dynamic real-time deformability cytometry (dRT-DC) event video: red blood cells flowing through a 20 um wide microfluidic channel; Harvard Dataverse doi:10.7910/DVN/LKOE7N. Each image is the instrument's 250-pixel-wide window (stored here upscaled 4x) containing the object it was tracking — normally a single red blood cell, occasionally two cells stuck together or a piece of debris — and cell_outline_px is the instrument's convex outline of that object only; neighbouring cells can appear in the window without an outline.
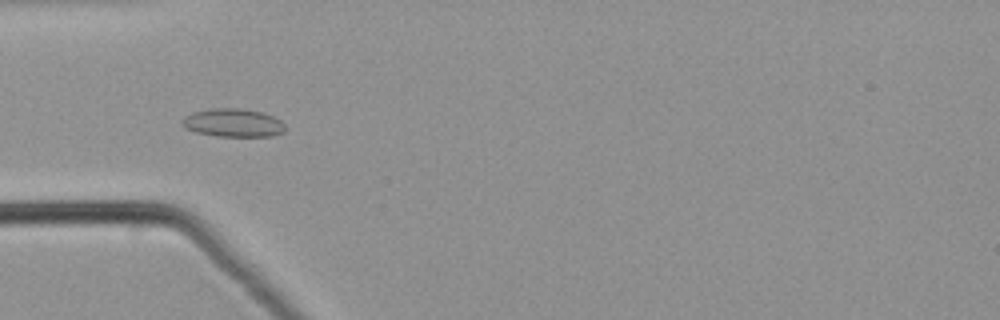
{"species": "common noctule bat (a hibernating species)", "species_latin": "Nyctalus noctula", "temperature_condition": "warm", "stored_images_in_passage": 43, "camera_frame_rate_fps": 3000, "um_per_image_px": 0.085, "animal": {"sex": "male", "body_mass_g": 21.5, "forearm_length_mm": 52.0}, "frame": {"image": 1, "passage_image": 18, "time_ms": 5.667, "image_size_px": [1000, 320], "cell_outline_px": [[284, 132], [272, 136], [216, 136], [196, 132], [184, 128], [180, 124], [184, 116], [192, 112], [208, 108], [240, 108], [260, 112], [272, 116], [280, 120], [284, 124]], "centroid_in_image_um": [19.76, 10.43], "position_along_channel_um": 65.2, "area_um2": 17.05}}
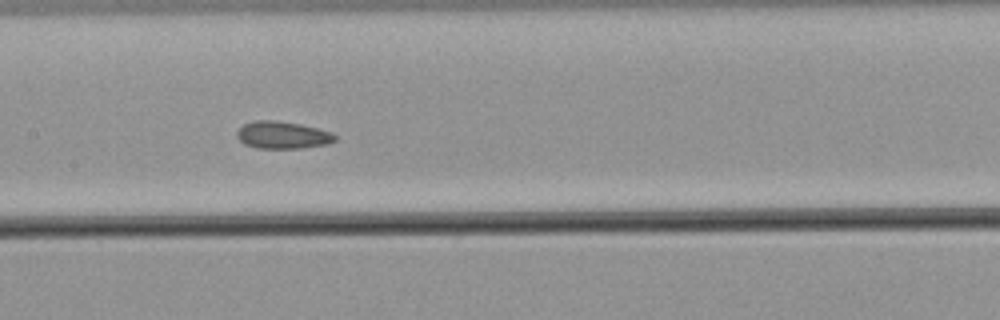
{"frame": {"image": 2, "passage_image": 27, "time_ms": 8.667, "image_size_px": [1000, 320], "cell_outline_px": [[336, 140], [328, 144], [300, 148], [256, 148], [244, 144], [236, 136], [236, 132], [244, 124], [256, 120], [276, 120], [300, 124], [332, 132], [336, 136]], "centroid_in_image_um": [24.01, 11.48], "position_along_channel_um": 183.4, "area_um2": 15.61}}
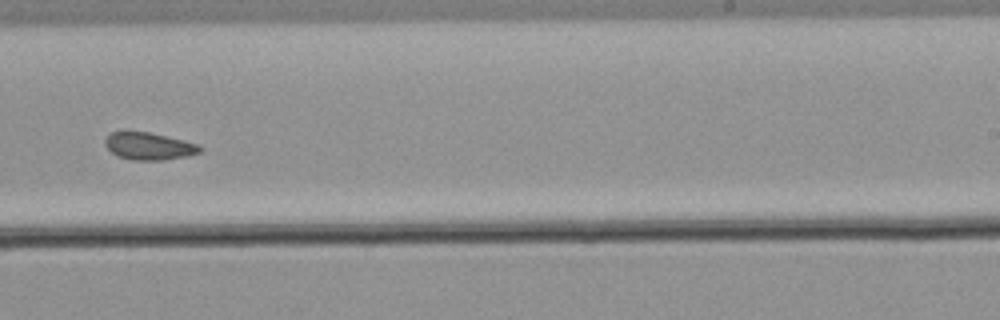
{"frame": {"image": 3, "passage_image": 34, "time_ms": 11.0, "image_size_px": [1000, 320], "cell_outline_px": [[204, 148], [200, 152], [188, 156], [164, 160], [132, 160], [116, 156], [104, 144], [104, 140], [112, 132], [124, 128], [148, 132], [184, 140], [200, 144]], "centroid_in_image_um": [12.64, 12.39], "position_along_channel_um": 276.4, "area_um2": 15.66}}